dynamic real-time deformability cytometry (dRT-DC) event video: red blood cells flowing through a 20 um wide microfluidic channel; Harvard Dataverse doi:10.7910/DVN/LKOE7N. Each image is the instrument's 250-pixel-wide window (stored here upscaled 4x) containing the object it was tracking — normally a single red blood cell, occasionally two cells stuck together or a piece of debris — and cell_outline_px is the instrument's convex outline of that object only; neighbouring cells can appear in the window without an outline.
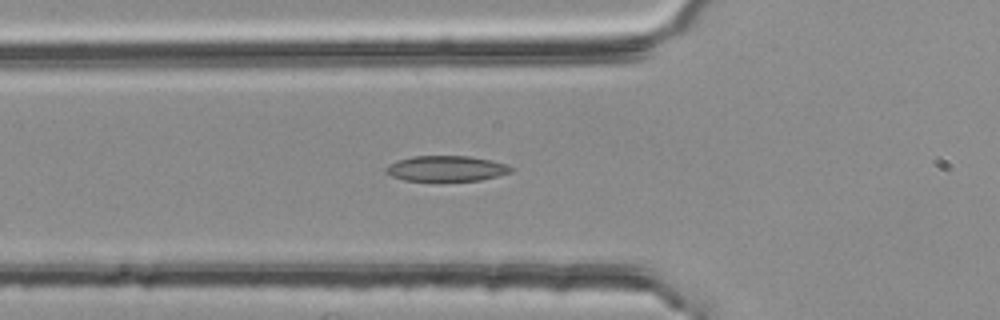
{"species": "common noctule bat (a hibernating species)", "species_latin": "Nyctalus noctula", "temperature_condition": "room temperature", "stored_images_in_passage": 38, "segment_of_instrument_passage": [1, 2], "camera_frame_rate_fps": 3000, "um_per_image_px": 0.085, "animal": {"sex": "female", "body_mass_g": 25.1}, "frame": {"image": 1, "passage_image": 2, "time_ms": 0.333, "image_size_px": [1000, 320], "cell_outline_px": [[516, 168], [512, 172], [480, 180], [404, 180], [392, 176], [384, 172], [384, 168], [388, 164], [396, 160], [412, 156], [468, 156], [492, 160], [508, 164]], "centroid_in_image_um": [37.94, 14.31], "position_along_channel_um": 87.9, "area_um2": 18.67}}
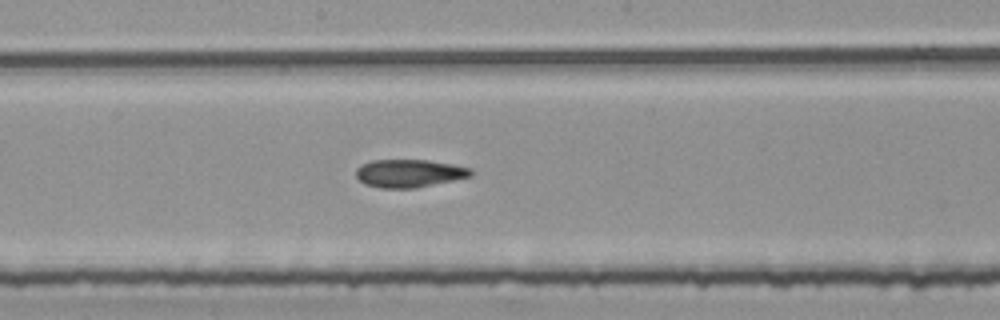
{"frame": {"image": 2, "passage_image": 12, "time_ms": 3.667, "image_size_px": [1000, 320], "cell_outline_px": [[472, 176], [416, 188], [380, 188], [364, 184], [356, 176], [356, 168], [372, 160], [428, 160], [452, 164], [472, 168]], "centroid_in_image_um": [34.79, 14.73], "position_along_channel_um": 213.4, "area_um2": 18.67}}
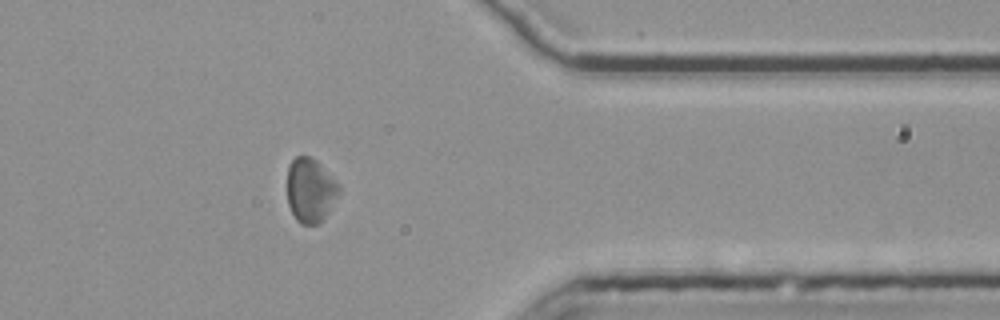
{"frame": {"image": 3, "passage_image": 27, "time_ms": 8.667, "image_size_px": [1000, 320], "cell_outline_px": [[340, 192], [328, 212], [320, 224], [300, 224], [296, 220], [288, 204], [288, 168], [292, 160], [296, 156], [312, 156], [340, 184]], "centroid_in_image_um": [26.4, 16.17], "position_along_channel_um": 385.0, "area_um2": 19.42}}